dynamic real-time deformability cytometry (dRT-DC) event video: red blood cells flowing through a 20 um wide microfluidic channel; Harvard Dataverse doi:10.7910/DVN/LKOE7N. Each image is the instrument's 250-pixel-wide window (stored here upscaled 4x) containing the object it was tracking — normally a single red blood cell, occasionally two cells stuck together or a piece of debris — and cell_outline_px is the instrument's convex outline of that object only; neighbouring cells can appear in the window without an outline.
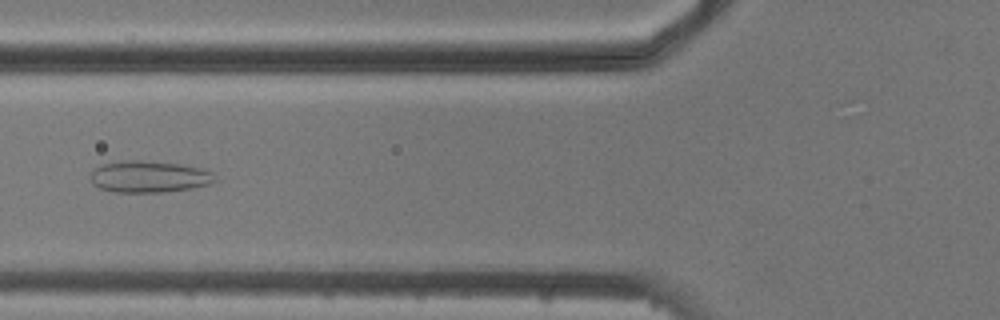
{"species": "common noctule bat (a hibernating species)", "species_latin": "Nyctalus noctula", "temperature_condition": "cold", "stored_images_in_passage": 8, "camera_frame_rate_fps": 3000, "um_per_image_px": 0.085, "animal": {"sex": "male", "body_mass_g": 20.5, "forearm_length_mm": 52.5}, "frame": {"image": 1, "passage_image": 6, "time_ms": 6.0, "image_size_px": [1000, 320], "cell_outline_px": [[216, 180], [212, 184], [192, 188], [164, 192], [112, 192], [100, 188], [88, 176], [100, 164], [120, 160], [140, 160], [180, 164], [204, 168], [212, 172]], "centroid_in_image_um": [12.69, 15.01], "position_along_channel_um": 113.1, "area_um2": 23.18}}
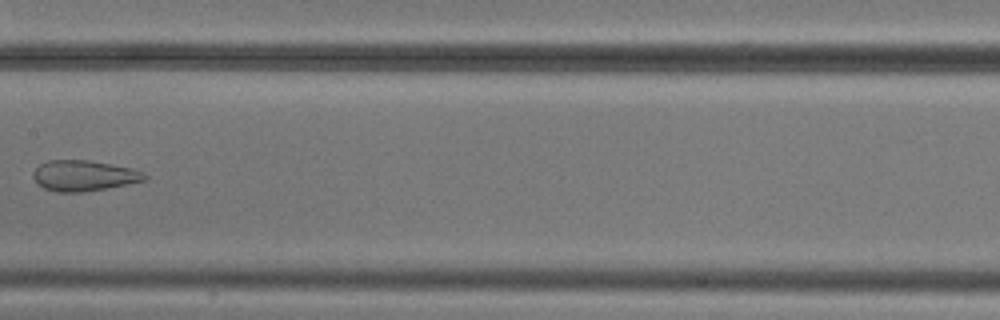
{"frame": {"image": 2, "passage_image": 8, "time_ms": 8.333, "image_size_px": [1000, 320], "cell_outline_px": [[148, 176], [144, 180], [128, 184], [108, 188], [84, 192], [56, 192], [44, 188], [32, 176], [32, 172], [40, 164], [48, 160], [88, 160], [132, 168]], "centroid_in_image_um": [7.11, 14.93], "position_along_channel_um": 200.3, "area_um2": 19.77}}